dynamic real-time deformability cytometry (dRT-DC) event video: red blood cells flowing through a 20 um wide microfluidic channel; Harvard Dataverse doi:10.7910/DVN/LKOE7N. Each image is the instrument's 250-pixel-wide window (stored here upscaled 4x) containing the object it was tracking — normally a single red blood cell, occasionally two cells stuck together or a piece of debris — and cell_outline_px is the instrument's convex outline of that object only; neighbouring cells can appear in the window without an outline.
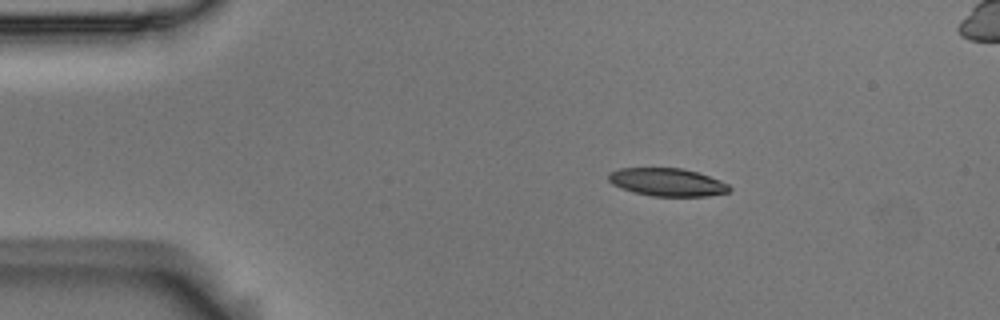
{"species": "Egyptian fruit bat (a non-hibernating species)", "species_latin": "Rousettus aegyptiacus", "temperature_condition": "room temperature", "stored_images_in_passage": 4, "segment_of_instrument_passage": [1, 2], "camera_frame_rate_fps": 3000, "um_per_image_px": 0.085, "animal": {"sex": "male"}, "frame": {"image": 1, "passage_image": 1, "time_ms": 0.0, "image_size_px": [1000, 320], "cell_outline_px": [[732, 188], [728, 192], [708, 196], [652, 196], [632, 192], [620, 188], [612, 184], [608, 180], [608, 172], [620, 168], [680, 168], [696, 172], [720, 180], [728, 184]], "centroid_in_image_um": [56.68, 15.49], "position_along_channel_um": 28.3, "area_um2": 19.71}}